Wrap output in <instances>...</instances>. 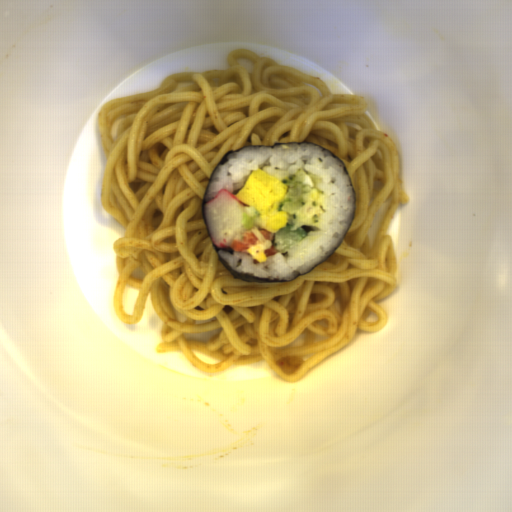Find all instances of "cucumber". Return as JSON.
I'll list each match as a JSON object with an SVG mask.
<instances>
[{
	"mask_svg": "<svg viewBox=\"0 0 512 512\" xmlns=\"http://www.w3.org/2000/svg\"><path fill=\"white\" fill-rule=\"evenodd\" d=\"M295 227L293 222L286 223V227H282L273 235V243L277 248V253H287L291 248L300 243L308 236L305 227L291 230Z\"/></svg>",
	"mask_w": 512,
	"mask_h": 512,
	"instance_id": "1",
	"label": "cucumber"
}]
</instances>
